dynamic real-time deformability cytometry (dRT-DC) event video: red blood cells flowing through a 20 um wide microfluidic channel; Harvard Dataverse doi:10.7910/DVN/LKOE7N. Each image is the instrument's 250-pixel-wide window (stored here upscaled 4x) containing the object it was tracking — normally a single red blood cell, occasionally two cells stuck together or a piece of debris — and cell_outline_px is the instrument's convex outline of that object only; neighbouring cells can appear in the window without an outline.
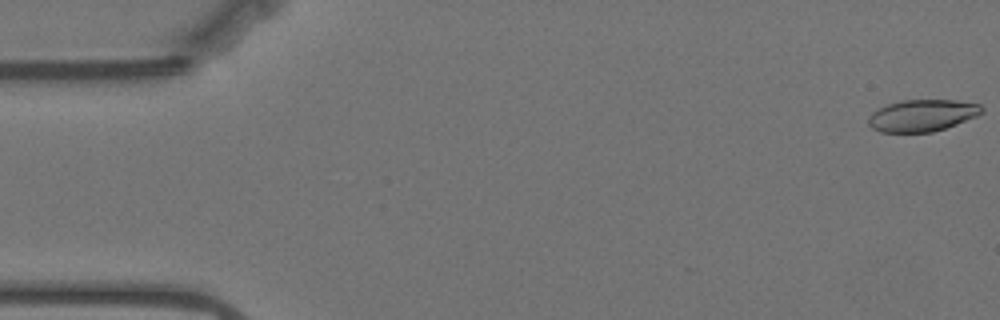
{"species": "Egyptian fruit bat (a non-hibernating species)", "species_latin": "Rousettus aegyptiacus", "temperature_condition": "warm", "stored_images_in_passage": 16, "camera_frame_rate_fps": 3000, "um_per_image_px": 0.085, "animal": {"sex": "female"}, "frame": {"image": 1, "passage_image": 1, "time_ms": 0.0, "image_size_px": [1000, 320], "cell_outline_px": [[984, 112], [976, 116], [956, 124], [932, 132], [880, 132], [872, 128], [868, 124], [868, 120], [872, 112], [888, 104], [900, 100], [956, 100], [980, 104], [984, 108]], "centroid_in_image_um": [78.4, 9.81], "position_along_channel_um": 6.6, "area_um2": 20.98}}
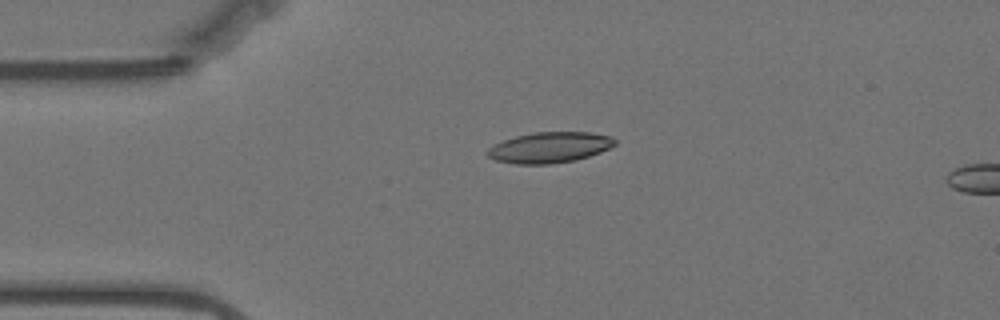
{"frame": {"image": 2, "passage_image": 13, "time_ms": 4.0, "image_size_px": [1000, 320], "cell_outline_px": [[616, 144], [600, 152], [576, 160], [548, 164], [516, 164], [496, 160], [488, 156], [488, 148], [504, 140], [516, 136], [536, 132], [588, 132], [612, 136], [616, 140]], "centroid_in_image_um": [46.74, 12.53], "position_along_channel_um": 38.3, "area_um2": 22.6}}